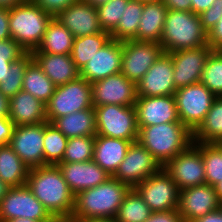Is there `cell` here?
<instances>
[{
	"mask_svg": "<svg viewBox=\"0 0 222 222\" xmlns=\"http://www.w3.org/2000/svg\"><path fill=\"white\" fill-rule=\"evenodd\" d=\"M95 136H82L67 140L61 163L87 162L93 160Z\"/></svg>",
	"mask_w": 222,
	"mask_h": 222,
	"instance_id": "obj_39",
	"label": "cell"
},
{
	"mask_svg": "<svg viewBox=\"0 0 222 222\" xmlns=\"http://www.w3.org/2000/svg\"><path fill=\"white\" fill-rule=\"evenodd\" d=\"M168 10L191 11V0H161Z\"/></svg>",
	"mask_w": 222,
	"mask_h": 222,
	"instance_id": "obj_48",
	"label": "cell"
},
{
	"mask_svg": "<svg viewBox=\"0 0 222 222\" xmlns=\"http://www.w3.org/2000/svg\"><path fill=\"white\" fill-rule=\"evenodd\" d=\"M55 88L56 86L50 78L32 60L26 67L22 90L30 93L46 105L52 97Z\"/></svg>",
	"mask_w": 222,
	"mask_h": 222,
	"instance_id": "obj_30",
	"label": "cell"
},
{
	"mask_svg": "<svg viewBox=\"0 0 222 222\" xmlns=\"http://www.w3.org/2000/svg\"><path fill=\"white\" fill-rule=\"evenodd\" d=\"M93 107L91 83L82 77L57 86L46 104L47 122Z\"/></svg>",
	"mask_w": 222,
	"mask_h": 222,
	"instance_id": "obj_6",
	"label": "cell"
},
{
	"mask_svg": "<svg viewBox=\"0 0 222 222\" xmlns=\"http://www.w3.org/2000/svg\"><path fill=\"white\" fill-rule=\"evenodd\" d=\"M14 218H29L39 222H58L48 213L26 184L11 187L0 201V222Z\"/></svg>",
	"mask_w": 222,
	"mask_h": 222,
	"instance_id": "obj_9",
	"label": "cell"
},
{
	"mask_svg": "<svg viewBox=\"0 0 222 222\" xmlns=\"http://www.w3.org/2000/svg\"><path fill=\"white\" fill-rule=\"evenodd\" d=\"M91 89L93 106H134L137 100L136 84L121 72L93 82Z\"/></svg>",
	"mask_w": 222,
	"mask_h": 222,
	"instance_id": "obj_15",
	"label": "cell"
},
{
	"mask_svg": "<svg viewBox=\"0 0 222 222\" xmlns=\"http://www.w3.org/2000/svg\"><path fill=\"white\" fill-rule=\"evenodd\" d=\"M218 145H219L220 148L222 149V140L218 143Z\"/></svg>",
	"mask_w": 222,
	"mask_h": 222,
	"instance_id": "obj_60",
	"label": "cell"
},
{
	"mask_svg": "<svg viewBox=\"0 0 222 222\" xmlns=\"http://www.w3.org/2000/svg\"><path fill=\"white\" fill-rule=\"evenodd\" d=\"M29 168L9 145H0V179L9 187L25 185Z\"/></svg>",
	"mask_w": 222,
	"mask_h": 222,
	"instance_id": "obj_29",
	"label": "cell"
},
{
	"mask_svg": "<svg viewBox=\"0 0 222 222\" xmlns=\"http://www.w3.org/2000/svg\"><path fill=\"white\" fill-rule=\"evenodd\" d=\"M205 183L215 186L222 181V149L218 144L201 143Z\"/></svg>",
	"mask_w": 222,
	"mask_h": 222,
	"instance_id": "obj_38",
	"label": "cell"
},
{
	"mask_svg": "<svg viewBox=\"0 0 222 222\" xmlns=\"http://www.w3.org/2000/svg\"><path fill=\"white\" fill-rule=\"evenodd\" d=\"M9 9L0 7V40L10 39Z\"/></svg>",
	"mask_w": 222,
	"mask_h": 222,
	"instance_id": "obj_47",
	"label": "cell"
},
{
	"mask_svg": "<svg viewBox=\"0 0 222 222\" xmlns=\"http://www.w3.org/2000/svg\"><path fill=\"white\" fill-rule=\"evenodd\" d=\"M4 222H39V221L29 219V218H14V219L7 220Z\"/></svg>",
	"mask_w": 222,
	"mask_h": 222,
	"instance_id": "obj_58",
	"label": "cell"
},
{
	"mask_svg": "<svg viewBox=\"0 0 222 222\" xmlns=\"http://www.w3.org/2000/svg\"><path fill=\"white\" fill-rule=\"evenodd\" d=\"M26 185L56 221H70L75 195L64 180L58 165L31 168Z\"/></svg>",
	"mask_w": 222,
	"mask_h": 222,
	"instance_id": "obj_1",
	"label": "cell"
},
{
	"mask_svg": "<svg viewBox=\"0 0 222 222\" xmlns=\"http://www.w3.org/2000/svg\"><path fill=\"white\" fill-rule=\"evenodd\" d=\"M9 119L15 126L47 122L46 105L26 91L9 99Z\"/></svg>",
	"mask_w": 222,
	"mask_h": 222,
	"instance_id": "obj_24",
	"label": "cell"
},
{
	"mask_svg": "<svg viewBox=\"0 0 222 222\" xmlns=\"http://www.w3.org/2000/svg\"><path fill=\"white\" fill-rule=\"evenodd\" d=\"M214 0H191V11L196 15L203 13L209 9Z\"/></svg>",
	"mask_w": 222,
	"mask_h": 222,
	"instance_id": "obj_49",
	"label": "cell"
},
{
	"mask_svg": "<svg viewBox=\"0 0 222 222\" xmlns=\"http://www.w3.org/2000/svg\"><path fill=\"white\" fill-rule=\"evenodd\" d=\"M58 167L74 195L96 187L111 177L93 160L87 162L59 163Z\"/></svg>",
	"mask_w": 222,
	"mask_h": 222,
	"instance_id": "obj_22",
	"label": "cell"
},
{
	"mask_svg": "<svg viewBox=\"0 0 222 222\" xmlns=\"http://www.w3.org/2000/svg\"><path fill=\"white\" fill-rule=\"evenodd\" d=\"M26 0H0V7L11 9L16 5L24 3Z\"/></svg>",
	"mask_w": 222,
	"mask_h": 222,
	"instance_id": "obj_52",
	"label": "cell"
},
{
	"mask_svg": "<svg viewBox=\"0 0 222 222\" xmlns=\"http://www.w3.org/2000/svg\"><path fill=\"white\" fill-rule=\"evenodd\" d=\"M143 12V3L129 0L124 7V13L118 22L116 29L111 33V39L117 41L136 40L139 21Z\"/></svg>",
	"mask_w": 222,
	"mask_h": 222,
	"instance_id": "obj_33",
	"label": "cell"
},
{
	"mask_svg": "<svg viewBox=\"0 0 222 222\" xmlns=\"http://www.w3.org/2000/svg\"><path fill=\"white\" fill-rule=\"evenodd\" d=\"M137 141L163 167L193 143V133L182 122L138 128Z\"/></svg>",
	"mask_w": 222,
	"mask_h": 222,
	"instance_id": "obj_3",
	"label": "cell"
},
{
	"mask_svg": "<svg viewBox=\"0 0 222 222\" xmlns=\"http://www.w3.org/2000/svg\"><path fill=\"white\" fill-rule=\"evenodd\" d=\"M222 17V0H214L212 6L199 14L202 28L208 33Z\"/></svg>",
	"mask_w": 222,
	"mask_h": 222,
	"instance_id": "obj_42",
	"label": "cell"
},
{
	"mask_svg": "<svg viewBox=\"0 0 222 222\" xmlns=\"http://www.w3.org/2000/svg\"><path fill=\"white\" fill-rule=\"evenodd\" d=\"M192 222H222V209L220 208L216 211L210 212Z\"/></svg>",
	"mask_w": 222,
	"mask_h": 222,
	"instance_id": "obj_50",
	"label": "cell"
},
{
	"mask_svg": "<svg viewBox=\"0 0 222 222\" xmlns=\"http://www.w3.org/2000/svg\"><path fill=\"white\" fill-rule=\"evenodd\" d=\"M122 41L111 39L80 70V77L89 83L121 72Z\"/></svg>",
	"mask_w": 222,
	"mask_h": 222,
	"instance_id": "obj_20",
	"label": "cell"
},
{
	"mask_svg": "<svg viewBox=\"0 0 222 222\" xmlns=\"http://www.w3.org/2000/svg\"><path fill=\"white\" fill-rule=\"evenodd\" d=\"M135 189L152 212L177 210L180 189L163 168L138 184Z\"/></svg>",
	"mask_w": 222,
	"mask_h": 222,
	"instance_id": "obj_12",
	"label": "cell"
},
{
	"mask_svg": "<svg viewBox=\"0 0 222 222\" xmlns=\"http://www.w3.org/2000/svg\"><path fill=\"white\" fill-rule=\"evenodd\" d=\"M162 166L138 141L132 142L116 173L112 176L121 183L135 188L149 176L157 173Z\"/></svg>",
	"mask_w": 222,
	"mask_h": 222,
	"instance_id": "obj_13",
	"label": "cell"
},
{
	"mask_svg": "<svg viewBox=\"0 0 222 222\" xmlns=\"http://www.w3.org/2000/svg\"><path fill=\"white\" fill-rule=\"evenodd\" d=\"M14 127L9 117H0V145H9Z\"/></svg>",
	"mask_w": 222,
	"mask_h": 222,
	"instance_id": "obj_46",
	"label": "cell"
},
{
	"mask_svg": "<svg viewBox=\"0 0 222 222\" xmlns=\"http://www.w3.org/2000/svg\"><path fill=\"white\" fill-rule=\"evenodd\" d=\"M93 107L96 114V135L137 141L139 129L134 106L109 104Z\"/></svg>",
	"mask_w": 222,
	"mask_h": 222,
	"instance_id": "obj_7",
	"label": "cell"
},
{
	"mask_svg": "<svg viewBox=\"0 0 222 222\" xmlns=\"http://www.w3.org/2000/svg\"><path fill=\"white\" fill-rule=\"evenodd\" d=\"M11 187H9L6 183H4L1 179H0V201L6 196L8 190Z\"/></svg>",
	"mask_w": 222,
	"mask_h": 222,
	"instance_id": "obj_55",
	"label": "cell"
},
{
	"mask_svg": "<svg viewBox=\"0 0 222 222\" xmlns=\"http://www.w3.org/2000/svg\"><path fill=\"white\" fill-rule=\"evenodd\" d=\"M75 37L55 17L48 23L41 43L33 52L71 54Z\"/></svg>",
	"mask_w": 222,
	"mask_h": 222,
	"instance_id": "obj_28",
	"label": "cell"
},
{
	"mask_svg": "<svg viewBox=\"0 0 222 222\" xmlns=\"http://www.w3.org/2000/svg\"><path fill=\"white\" fill-rule=\"evenodd\" d=\"M85 3H88L92 7H99L103 4H106L109 0H82Z\"/></svg>",
	"mask_w": 222,
	"mask_h": 222,
	"instance_id": "obj_56",
	"label": "cell"
},
{
	"mask_svg": "<svg viewBox=\"0 0 222 222\" xmlns=\"http://www.w3.org/2000/svg\"><path fill=\"white\" fill-rule=\"evenodd\" d=\"M44 123L15 126L9 146L31 169L44 166Z\"/></svg>",
	"mask_w": 222,
	"mask_h": 222,
	"instance_id": "obj_14",
	"label": "cell"
},
{
	"mask_svg": "<svg viewBox=\"0 0 222 222\" xmlns=\"http://www.w3.org/2000/svg\"><path fill=\"white\" fill-rule=\"evenodd\" d=\"M134 107L138 128L181 122L178 117L174 95L137 97Z\"/></svg>",
	"mask_w": 222,
	"mask_h": 222,
	"instance_id": "obj_19",
	"label": "cell"
},
{
	"mask_svg": "<svg viewBox=\"0 0 222 222\" xmlns=\"http://www.w3.org/2000/svg\"><path fill=\"white\" fill-rule=\"evenodd\" d=\"M130 187L110 177L100 185L75 195L70 221L92 218H115Z\"/></svg>",
	"mask_w": 222,
	"mask_h": 222,
	"instance_id": "obj_2",
	"label": "cell"
},
{
	"mask_svg": "<svg viewBox=\"0 0 222 222\" xmlns=\"http://www.w3.org/2000/svg\"><path fill=\"white\" fill-rule=\"evenodd\" d=\"M53 16L43 11L32 0L9 9V31L11 38L26 52H33L42 41L48 23Z\"/></svg>",
	"mask_w": 222,
	"mask_h": 222,
	"instance_id": "obj_5",
	"label": "cell"
},
{
	"mask_svg": "<svg viewBox=\"0 0 222 222\" xmlns=\"http://www.w3.org/2000/svg\"><path fill=\"white\" fill-rule=\"evenodd\" d=\"M33 60L32 53L26 52L18 60L11 63L0 82V92L8 99L22 90L23 77L27 65Z\"/></svg>",
	"mask_w": 222,
	"mask_h": 222,
	"instance_id": "obj_36",
	"label": "cell"
},
{
	"mask_svg": "<svg viewBox=\"0 0 222 222\" xmlns=\"http://www.w3.org/2000/svg\"><path fill=\"white\" fill-rule=\"evenodd\" d=\"M212 48L206 44L199 48L182 49L169 53L173 63L176 89L200 82L206 60Z\"/></svg>",
	"mask_w": 222,
	"mask_h": 222,
	"instance_id": "obj_16",
	"label": "cell"
},
{
	"mask_svg": "<svg viewBox=\"0 0 222 222\" xmlns=\"http://www.w3.org/2000/svg\"><path fill=\"white\" fill-rule=\"evenodd\" d=\"M9 99L0 92V117L9 116Z\"/></svg>",
	"mask_w": 222,
	"mask_h": 222,
	"instance_id": "obj_51",
	"label": "cell"
},
{
	"mask_svg": "<svg viewBox=\"0 0 222 222\" xmlns=\"http://www.w3.org/2000/svg\"><path fill=\"white\" fill-rule=\"evenodd\" d=\"M222 140V96L216 97L204 121L193 132V142L218 144Z\"/></svg>",
	"mask_w": 222,
	"mask_h": 222,
	"instance_id": "obj_31",
	"label": "cell"
},
{
	"mask_svg": "<svg viewBox=\"0 0 222 222\" xmlns=\"http://www.w3.org/2000/svg\"><path fill=\"white\" fill-rule=\"evenodd\" d=\"M132 142L135 141L95 135L93 161L112 177Z\"/></svg>",
	"mask_w": 222,
	"mask_h": 222,
	"instance_id": "obj_25",
	"label": "cell"
},
{
	"mask_svg": "<svg viewBox=\"0 0 222 222\" xmlns=\"http://www.w3.org/2000/svg\"><path fill=\"white\" fill-rule=\"evenodd\" d=\"M53 124L68 139L96 135V114L94 107L77 111L59 118Z\"/></svg>",
	"mask_w": 222,
	"mask_h": 222,
	"instance_id": "obj_27",
	"label": "cell"
},
{
	"mask_svg": "<svg viewBox=\"0 0 222 222\" xmlns=\"http://www.w3.org/2000/svg\"><path fill=\"white\" fill-rule=\"evenodd\" d=\"M180 190L205 184L201 142L191 143L162 167Z\"/></svg>",
	"mask_w": 222,
	"mask_h": 222,
	"instance_id": "obj_10",
	"label": "cell"
},
{
	"mask_svg": "<svg viewBox=\"0 0 222 222\" xmlns=\"http://www.w3.org/2000/svg\"><path fill=\"white\" fill-rule=\"evenodd\" d=\"M200 82L216 97L222 96V50H212L206 60Z\"/></svg>",
	"mask_w": 222,
	"mask_h": 222,
	"instance_id": "obj_37",
	"label": "cell"
},
{
	"mask_svg": "<svg viewBox=\"0 0 222 222\" xmlns=\"http://www.w3.org/2000/svg\"><path fill=\"white\" fill-rule=\"evenodd\" d=\"M207 42L213 50H222V17L207 33Z\"/></svg>",
	"mask_w": 222,
	"mask_h": 222,
	"instance_id": "obj_45",
	"label": "cell"
},
{
	"mask_svg": "<svg viewBox=\"0 0 222 222\" xmlns=\"http://www.w3.org/2000/svg\"><path fill=\"white\" fill-rule=\"evenodd\" d=\"M152 211L135 188H130L115 217L117 222H145Z\"/></svg>",
	"mask_w": 222,
	"mask_h": 222,
	"instance_id": "obj_34",
	"label": "cell"
},
{
	"mask_svg": "<svg viewBox=\"0 0 222 222\" xmlns=\"http://www.w3.org/2000/svg\"><path fill=\"white\" fill-rule=\"evenodd\" d=\"M55 18L66 27L73 36L83 37L102 31L97 8L82 0L72 3L65 10L60 11Z\"/></svg>",
	"mask_w": 222,
	"mask_h": 222,
	"instance_id": "obj_21",
	"label": "cell"
},
{
	"mask_svg": "<svg viewBox=\"0 0 222 222\" xmlns=\"http://www.w3.org/2000/svg\"><path fill=\"white\" fill-rule=\"evenodd\" d=\"M69 222H117L115 218H92V219H79Z\"/></svg>",
	"mask_w": 222,
	"mask_h": 222,
	"instance_id": "obj_53",
	"label": "cell"
},
{
	"mask_svg": "<svg viewBox=\"0 0 222 222\" xmlns=\"http://www.w3.org/2000/svg\"><path fill=\"white\" fill-rule=\"evenodd\" d=\"M216 195L218 196L220 202L222 203V181L215 186Z\"/></svg>",
	"mask_w": 222,
	"mask_h": 222,
	"instance_id": "obj_57",
	"label": "cell"
},
{
	"mask_svg": "<svg viewBox=\"0 0 222 222\" xmlns=\"http://www.w3.org/2000/svg\"><path fill=\"white\" fill-rule=\"evenodd\" d=\"M12 62H0V82L6 74L7 70H9Z\"/></svg>",
	"mask_w": 222,
	"mask_h": 222,
	"instance_id": "obj_54",
	"label": "cell"
},
{
	"mask_svg": "<svg viewBox=\"0 0 222 222\" xmlns=\"http://www.w3.org/2000/svg\"><path fill=\"white\" fill-rule=\"evenodd\" d=\"M31 53L33 60L56 87L75 80L80 76V71L76 68L70 54Z\"/></svg>",
	"mask_w": 222,
	"mask_h": 222,
	"instance_id": "obj_23",
	"label": "cell"
},
{
	"mask_svg": "<svg viewBox=\"0 0 222 222\" xmlns=\"http://www.w3.org/2000/svg\"><path fill=\"white\" fill-rule=\"evenodd\" d=\"M110 40L111 34L104 31L89 36L76 37L70 54L76 68L80 71Z\"/></svg>",
	"mask_w": 222,
	"mask_h": 222,
	"instance_id": "obj_32",
	"label": "cell"
},
{
	"mask_svg": "<svg viewBox=\"0 0 222 222\" xmlns=\"http://www.w3.org/2000/svg\"><path fill=\"white\" fill-rule=\"evenodd\" d=\"M173 63L169 53H163L136 84L137 97L174 95Z\"/></svg>",
	"mask_w": 222,
	"mask_h": 222,
	"instance_id": "obj_18",
	"label": "cell"
},
{
	"mask_svg": "<svg viewBox=\"0 0 222 222\" xmlns=\"http://www.w3.org/2000/svg\"><path fill=\"white\" fill-rule=\"evenodd\" d=\"M68 138L53 124L44 122V166L61 163Z\"/></svg>",
	"mask_w": 222,
	"mask_h": 222,
	"instance_id": "obj_35",
	"label": "cell"
},
{
	"mask_svg": "<svg viewBox=\"0 0 222 222\" xmlns=\"http://www.w3.org/2000/svg\"><path fill=\"white\" fill-rule=\"evenodd\" d=\"M26 51L14 39L0 40V62H14Z\"/></svg>",
	"mask_w": 222,
	"mask_h": 222,
	"instance_id": "obj_41",
	"label": "cell"
},
{
	"mask_svg": "<svg viewBox=\"0 0 222 222\" xmlns=\"http://www.w3.org/2000/svg\"><path fill=\"white\" fill-rule=\"evenodd\" d=\"M174 97L179 120L192 133L204 121L216 98L201 82L177 89Z\"/></svg>",
	"mask_w": 222,
	"mask_h": 222,
	"instance_id": "obj_8",
	"label": "cell"
},
{
	"mask_svg": "<svg viewBox=\"0 0 222 222\" xmlns=\"http://www.w3.org/2000/svg\"><path fill=\"white\" fill-rule=\"evenodd\" d=\"M43 11L50 13L55 17L60 11L65 10L72 3L78 0H32Z\"/></svg>",
	"mask_w": 222,
	"mask_h": 222,
	"instance_id": "obj_43",
	"label": "cell"
},
{
	"mask_svg": "<svg viewBox=\"0 0 222 222\" xmlns=\"http://www.w3.org/2000/svg\"><path fill=\"white\" fill-rule=\"evenodd\" d=\"M129 0H109L97 7L98 19L102 31L112 33L124 13V7Z\"/></svg>",
	"mask_w": 222,
	"mask_h": 222,
	"instance_id": "obj_40",
	"label": "cell"
},
{
	"mask_svg": "<svg viewBox=\"0 0 222 222\" xmlns=\"http://www.w3.org/2000/svg\"><path fill=\"white\" fill-rule=\"evenodd\" d=\"M168 9L162 1L143 3L137 41L160 43Z\"/></svg>",
	"mask_w": 222,
	"mask_h": 222,
	"instance_id": "obj_26",
	"label": "cell"
},
{
	"mask_svg": "<svg viewBox=\"0 0 222 222\" xmlns=\"http://www.w3.org/2000/svg\"><path fill=\"white\" fill-rule=\"evenodd\" d=\"M221 208L215 187L207 183L180 190L177 211L184 222H192Z\"/></svg>",
	"mask_w": 222,
	"mask_h": 222,
	"instance_id": "obj_17",
	"label": "cell"
},
{
	"mask_svg": "<svg viewBox=\"0 0 222 222\" xmlns=\"http://www.w3.org/2000/svg\"><path fill=\"white\" fill-rule=\"evenodd\" d=\"M142 3H147V2H156V1H161V0H136Z\"/></svg>",
	"mask_w": 222,
	"mask_h": 222,
	"instance_id": "obj_59",
	"label": "cell"
},
{
	"mask_svg": "<svg viewBox=\"0 0 222 222\" xmlns=\"http://www.w3.org/2000/svg\"><path fill=\"white\" fill-rule=\"evenodd\" d=\"M206 44L207 32L202 28L199 15L192 11H167L160 40L164 53L199 48Z\"/></svg>",
	"mask_w": 222,
	"mask_h": 222,
	"instance_id": "obj_4",
	"label": "cell"
},
{
	"mask_svg": "<svg viewBox=\"0 0 222 222\" xmlns=\"http://www.w3.org/2000/svg\"><path fill=\"white\" fill-rule=\"evenodd\" d=\"M145 222H184L177 210L152 212Z\"/></svg>",
	"mask_w": 222,
	"mask_h": 222,
	"instance_id": "obj_44",
	"label": "cell"
},
{
	"mask_svg": "<svg viewBox=\"0 0 222 222\" xmlns=\"http://www.w3.org/2000/svg\"><path fill=\"white\" fill-rule=\"evenodd\" d=\"M163 53L157 42L122 41L121 73L137 84Z\"/></svg>",
	"mask_w": 222,
	"mask_h": 222,
	"instance_id": "obj_11",
	"label": "cell"
}]
</instances>
